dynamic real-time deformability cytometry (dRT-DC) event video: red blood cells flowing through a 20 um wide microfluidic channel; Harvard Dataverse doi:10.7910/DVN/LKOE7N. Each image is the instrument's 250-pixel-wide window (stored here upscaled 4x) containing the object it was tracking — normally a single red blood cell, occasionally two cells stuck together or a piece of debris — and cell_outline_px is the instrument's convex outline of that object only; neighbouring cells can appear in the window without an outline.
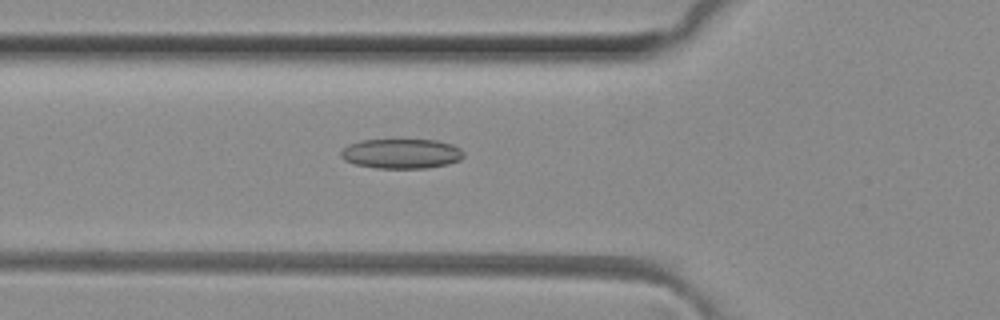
{"species": "common noctule bat (a hibernating species)", "species_latin": "Nyctalus noctula", "temperature_condition": "room temperature", "stored_images_in_passage": 41, "camera_frame_rate_fps": 3000, "um_per_image_px": 0.085, "animal": {"sex": "female", "body_mass_g": 29.2, "forearm_length_mm": 56.3}, "frame": {"image": 1, "passage_image": 9, "time_ms": 2.667, "image_size_px": [1000, 320], "cell_outline_px": [[464, 156], [460, 160], [448, 164], [424, 168], [376, 168], [356, 164], [344, 160], [340, 156], [340, 152], [348, 144], [360, 140], [436, 140], [452, 144], [460, 148], [464, 152]], "centroid_in_image_um": [34.12, 13.06], "position_along_channel_um": 91.7, "area_um2": 21.33}}
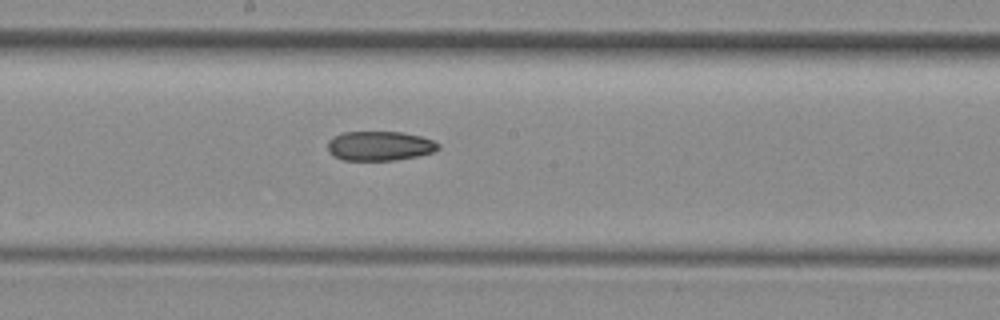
{"frame": {"image": 2, "passage_image": 18, "time_ms": 5.667, "image_size_px": [1000, 320], "cell_outline_px": [[440, 148], [432, 152], [416, 156], [396, 160], [344, 160], [332, 156], [328, 152], [328, 140], [332, 136], [344, 132], [404, 132], [420, 136], [432, 140], [440, 144]], "centroid_in_image_um": [32.24, 12.4], "position_along_channel_um": 216.0, "area_um2": 19.07}}
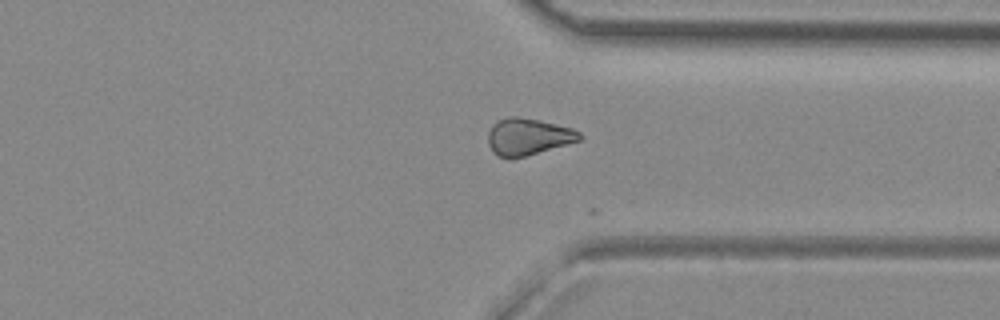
{"frame": {"image": 3, "passage_image": 29, "time_ms": 9.333, "image_size_px": [1000, 320], "cell_outline_px": [[584, 136], [580, 140], [568, 144], [524, 156], [508, 160], [496, 156], [492, 152], [488, 144], [488, 132], [492, 124], [508, 116], [516, 116], [536, 120], [572, 128], [580, 132]], "centroid_in_image_um": [44.85, 11.64], "position_along_channel_um": 366.6, "area_um2": 19.71}}